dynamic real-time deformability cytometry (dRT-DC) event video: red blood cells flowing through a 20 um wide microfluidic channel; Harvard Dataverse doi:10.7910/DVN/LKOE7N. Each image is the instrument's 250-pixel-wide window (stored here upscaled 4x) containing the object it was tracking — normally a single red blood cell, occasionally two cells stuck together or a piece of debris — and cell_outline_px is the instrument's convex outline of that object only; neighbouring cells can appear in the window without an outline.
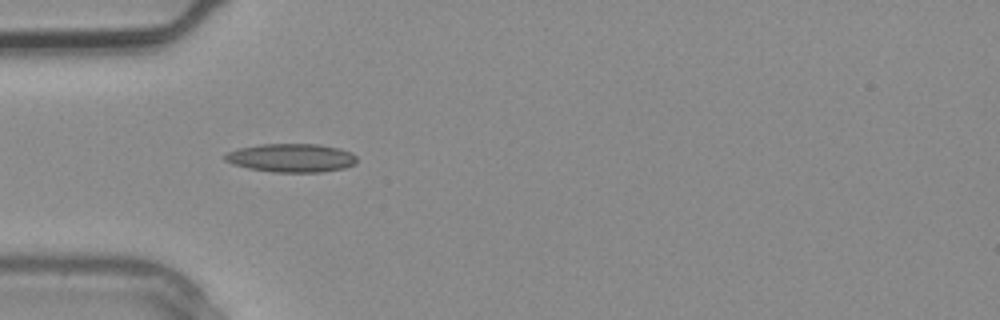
{"species": "common noctule bat (a hibernating species)", "species_latin": "Nyctalus noctula", "temperature_condition": "warm", "stored_images_in_passage": 1, "camera_frame_rate_fps": 3000, "um_per_image_px": 0.085, "animal": {"sex": "male", "body_mass_g": 20.4}, "frame": {"image": 1, "passage_image": 1, "time_ms": 0.0, "image_size_px": [1000, 320], "cell_outline_px": [[356, 164], [344, 168], [320, 172], [272, 172], [248, 168], [232, 164], [224, 160], [224, 156], [228, 152], [240, 148], [260, 144], [320, 144], [340, 148], [352, 152], [356, 156]], "centroid_in_image_um": [24.79, 13.42], "position_along_channel_um": 60.2, "area_um2": 22.02}}